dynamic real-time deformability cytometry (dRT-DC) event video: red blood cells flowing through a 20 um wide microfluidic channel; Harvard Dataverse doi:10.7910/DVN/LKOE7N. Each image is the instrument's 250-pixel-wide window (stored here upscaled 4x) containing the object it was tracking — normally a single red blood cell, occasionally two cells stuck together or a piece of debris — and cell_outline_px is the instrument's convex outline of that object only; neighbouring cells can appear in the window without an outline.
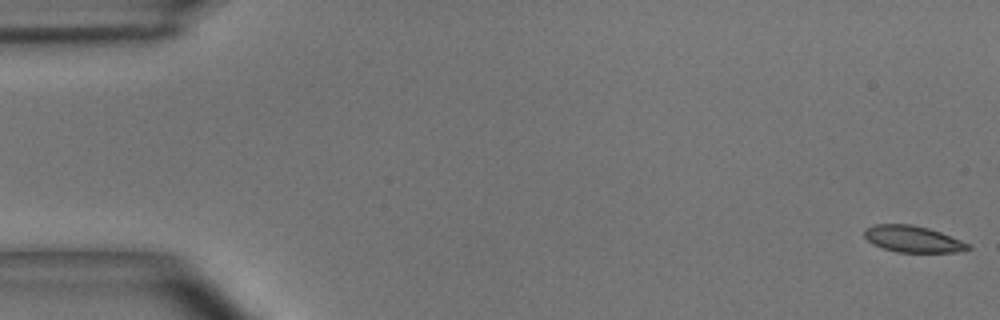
{"species": "common noctule bat (a hibernating species)", "species_latin": "Nyctalus noctula", "temperature_condition": "room temperature", "stored_images_in_passage": 51, "camera_frame_rate_fps": 3000, "um_per_image_px": 0.085, "animal": {"sex": "male", "body_mass_g": 15.6}, "frame": {"image": 1, "passage_image": 1, "time_ms": 0.0, "image_size_px": [1000, 320], "cell_outline_px": [[972, 248], [956, 252], [896, 252], [872, 244], [864, 236], [864, 228], [872, 224], [912, 224], [928, 228], [940, 232], [972, 244]], "centroid_in_image_um": [77.59, 20.31], "position_along_channel_um": 7.4, "area_um2": 16.13}}
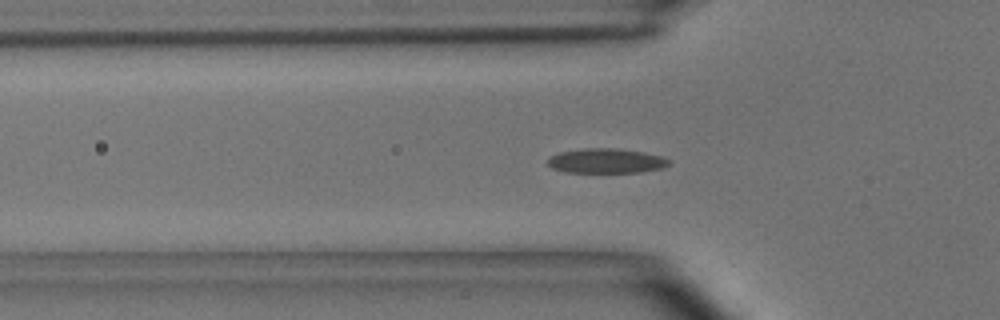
{"frame": {"image": 2, "passage_image": 18, "time_ms": 5.667, "image_size_px": [1000, 320], "cell_outline_px": [[672, 164], [664, 168], [640, 172], [564, 172], [552, 168], [548, 164], [548, 160], [552, 156], [560, 152], [584, 148], [616, 148], [644, 152], [660, 156], [672, 160]], "centroid_in_image_um": [51.59, 13.67], "position_along_channel_um": 74.2, "area_um2": 17.51}}
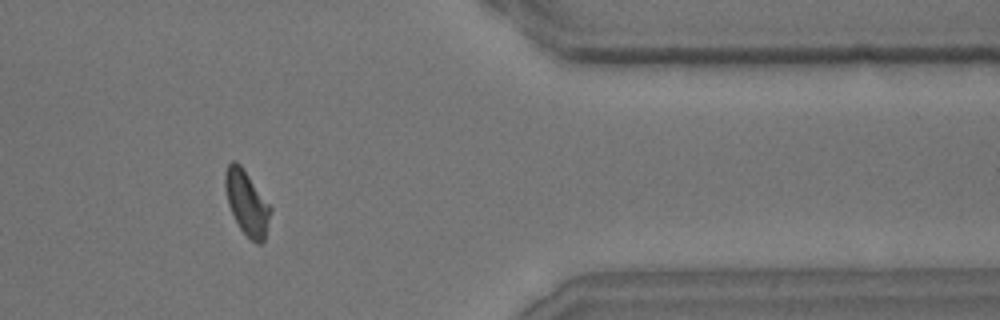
{"frame": {"image": 3, "passage_image": 46, "time_ms": 15.0, "image_size_px": [1000, 320], "cell_outline_px": [[272, 208], [264, 240], [260, 244], [256, 244], [240, 228], [228, 204], [224, 184], [224, 172], [228, 164], [232, 160], [236, 160], [240, 164]], "centroid_in_image_um": [20.96, 17.21], "position_along_channel_um": 390.4, "area_um2": 16.76}}